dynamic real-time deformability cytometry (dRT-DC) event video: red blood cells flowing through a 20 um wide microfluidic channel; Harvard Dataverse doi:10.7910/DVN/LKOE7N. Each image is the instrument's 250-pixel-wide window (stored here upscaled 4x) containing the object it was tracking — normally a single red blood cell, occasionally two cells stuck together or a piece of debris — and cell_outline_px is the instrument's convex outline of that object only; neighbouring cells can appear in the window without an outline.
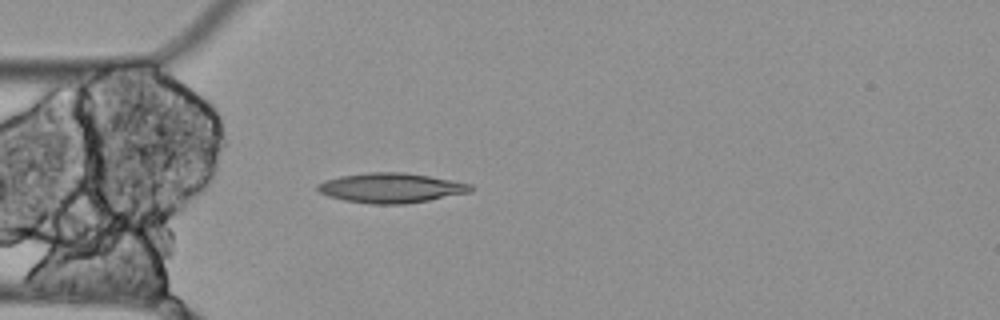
{"species": "Egyptian fruit bat (a non-hibernating species)", "species_latin": "Rousettus aegyptiacus", "temperature_condition": "cold", "stored_images_in_passage": 5, "camera_frame_rate_fps": 3000, "um_per_image_px": 0.085, "animal": {"sex": "female"}, "frame": {"image": 1, "passage_image": 5, "time_ms": 1.333, "image_size_px": [1000, 320], "cell_outline_px": [[472, 192], [428, 200], [404, 204], [372, 204], [344, 200], [328, 196], [320, 192], [316, 188], [316, 184], [324, 180], [340, 176], [368, 172], [404, 172], [452, 180], [472, 184]], "centroid_in_image_um": [33.22, 15.97], "position_along_channel_um": 51.8, "area_um2": 26.59}}